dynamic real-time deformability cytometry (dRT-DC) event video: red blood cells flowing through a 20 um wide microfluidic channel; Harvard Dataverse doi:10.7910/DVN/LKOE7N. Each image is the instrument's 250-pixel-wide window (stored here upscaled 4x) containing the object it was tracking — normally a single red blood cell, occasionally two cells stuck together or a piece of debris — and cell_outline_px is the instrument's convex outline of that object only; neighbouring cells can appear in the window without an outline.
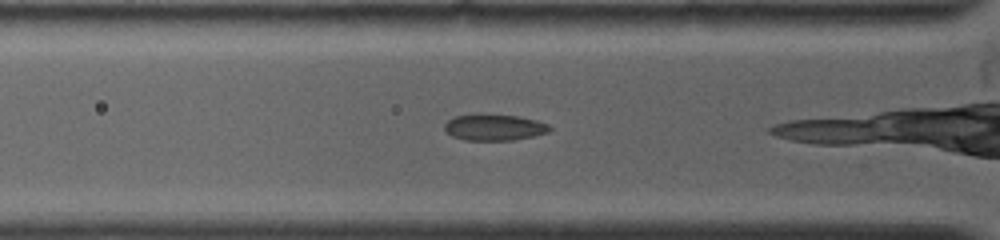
{"species": "common noctule bat (a hibernating species)", "species_latin": "Nyctalus noctula", "temperature_condition": "warm", "stored_images_in_passage": 16, "camera_frame_rate_fps": 4500, "um_per_image_px": 0.085, "animal": {"sex": "female", "body_mass_g": 19.0, "forearm_length_mm": 53.3}, "frame": {"image": 1, "passage_image": 5, "time_ms": 1.333, "image_size_px": [1000, 240], "cell_outline_px": [[552, 128], [548, 132], [532, 136], [512, 140], [464, 140], [452, 136], [444, 132], [444, 124], [448, 120], [456, 116], [476, 112], [480, 112], [516, 116], [536, 120], [548, 124]], "centroid_in_image_um": [41.95, 10.8], "position_along_channel_um": 83.9, "area_um2": 16.47}}
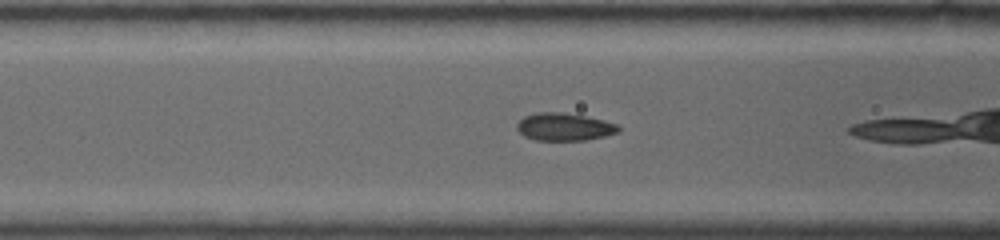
{"frame": {"image": 2, "passage_image": 7, "time_ms": 2.222, "image_size_px": [1000, 240], "cell_outline_px": [[620, 128], [616, 132], [604, 136], [584, 140], [536, 140], [524, 136], [516, 128], [516, 124], [524, 116], [536, 112], [560, 112], [584, 116], [604, 120], [616, 124]], "centroid_in_image_um": [47.91, 10.78], "position_along_channel_um": 118.7, "area_um2": 16.18}}
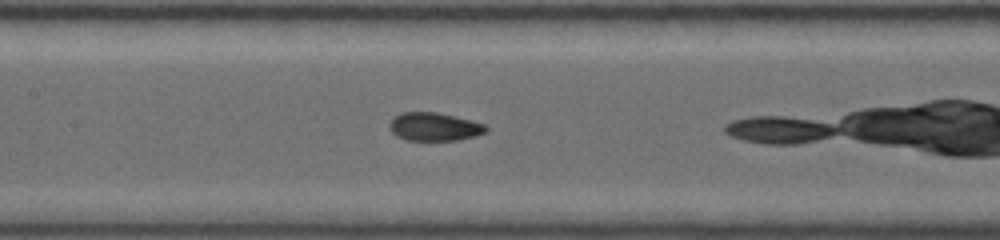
{"frame": {"image": 3, "passage_image": 10, "time_ms": 3.556, "image_size_px": [1000, 240], "cell_outline_px": [[488, 132], [476, 136], [456, 140], [408, 140], [396, 136], [392, 132], [388, 124], [400, 112], [436, 112], [484, 124], [488, 128]], "centroid_in_image_um": [36.91, 10.78], "position_along_channel_um": 170.5, "area_um2": 15.72}}